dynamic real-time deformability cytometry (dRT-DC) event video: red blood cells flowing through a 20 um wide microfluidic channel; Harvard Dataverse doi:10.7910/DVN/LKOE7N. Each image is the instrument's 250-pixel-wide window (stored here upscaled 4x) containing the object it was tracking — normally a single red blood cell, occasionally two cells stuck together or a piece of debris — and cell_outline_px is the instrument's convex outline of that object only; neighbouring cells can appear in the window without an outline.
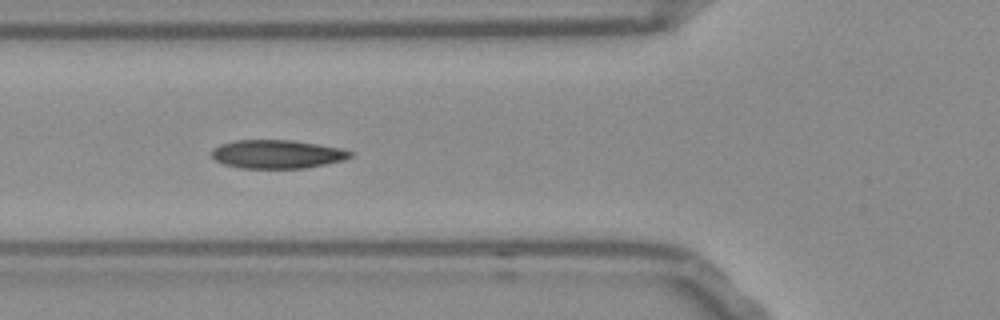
{"species": "Egyptian fruit bat (a non-hibernating species)", "species_latin": "Rousettus aegyptiacus", "temperature_condition": "room temperature", "stored_images_in_passage": 18, "camera_frame_rate_fps": 3000, "um_per_image_px": 0.085, "frame": {"image": 1, "passage_image": 8, "time_ms": 2.333, "image_size_px": [1000, 320], "cell_outline_px": [[352, 156], [344, 160], [304, 168], [240, 168], [224, 164], [216, 160], [212, 156], [212, 148], [220, 144], [236, 140], [292, 140], [340, 148], [352, 152]], "centroid_in_image_um": [23.53, 13.1], "position_along_channel_um": 102.3, "area_um2": 22.89}}
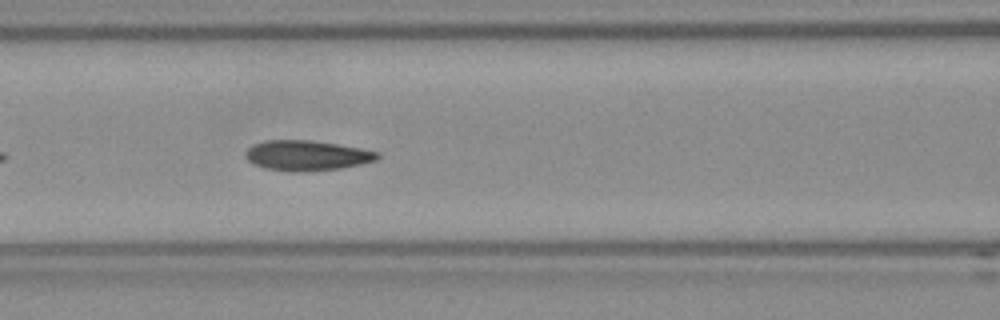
{"frame": {"image": 2, "passage_image": 11, "time_ms": 3.333, "image_size_px": [1000, 320], "cell_outline_px": [[380, 156], [376, 160], [360, 164], [340, 168], [308, 172], [288, 172], [264, 168], [252, 164], [244, 156], [244, 152], [252, 144], [268, 140], [308, 140], [336, 144], [360, 148], [380, 152]], "centroid_in_image_um": [26.03, 13.23], "position_along_channel_um": 140.6, "area_um2": 23.41}}